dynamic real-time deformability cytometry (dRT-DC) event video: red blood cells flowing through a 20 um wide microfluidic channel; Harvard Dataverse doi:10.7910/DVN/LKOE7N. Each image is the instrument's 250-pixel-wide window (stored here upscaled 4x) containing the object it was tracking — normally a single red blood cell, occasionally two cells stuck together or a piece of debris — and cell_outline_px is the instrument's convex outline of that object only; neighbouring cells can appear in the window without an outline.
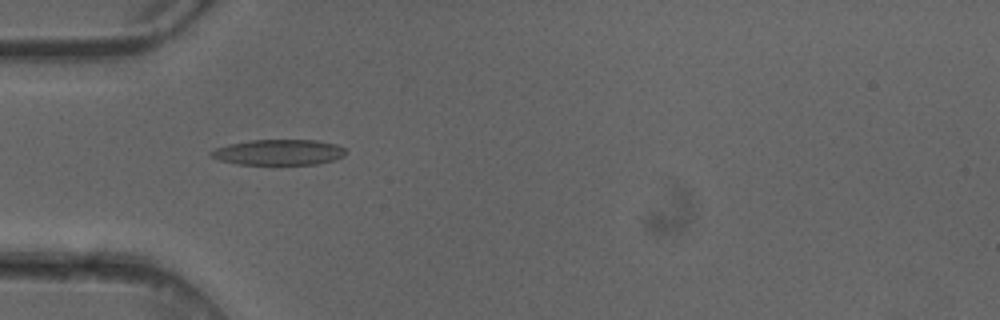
{"species": "common noctule bat (a hibernating species)", "species_latin": "Nyctalus noctula", "temperature_condition": "cold", "stored_images_in_passage": 6, "camera_frame_rate_fps": 3000, "um_per_image_px": 0.085, "animal": {"sex": "female"}, "frame": {"image": 1, "passage_image": 4, "time_ms": 1.0, "image_size_px": [1000, 320], "cell_outline_px": [[348, 152], [344, 156], [332, 160], [316, 164], [236, 164], [220, 160], [212, 156], [208, 152], [216, 148], [228, 144], [248, 140], [316, 140], [336, 144], [344, 148]], "centroid_in_image_um": [23.69, 12.93], "position_along_channel_um": 61.3, "area_um2": 20.06}}
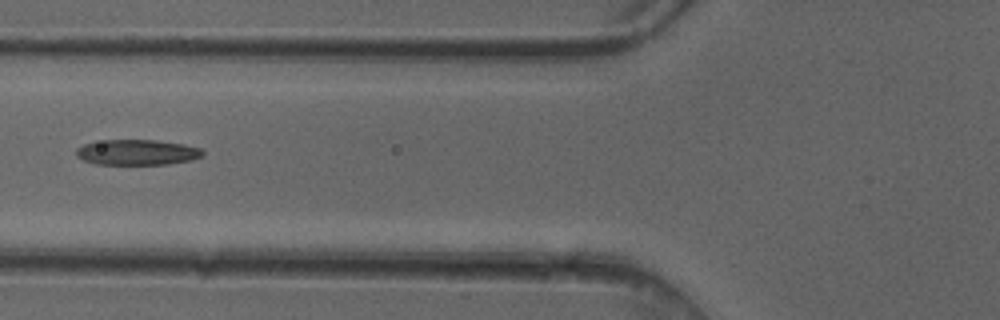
{"frame": {"image": 2, "passage_image": 5, "time_ms": 1.333, "image_size_px": [1000, 320], "cell_outline_px": [[204, 156], [192, 160], [168, 164], [96, 164], [84, 160], [76, 156], [76, 148], [84, 144], [104, 140], [156, 140], [184, 144], [200, 148], [204, 152]], "centroid_in_image_um": [11.68, 12.94], "position_along_channel_um": 114.1, "area_um2": 18.79}}
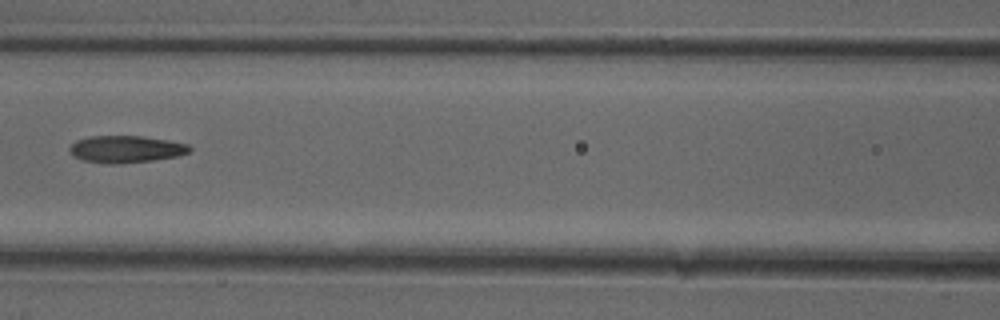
{"frame": {"image": 3, "passage_image": 6, "time_ms": 1.667, "image_size_px": [1000, 320], "cell_outline_px": [[192, 148], [188, 152], [176, 156], [152, 160], [116, 164], [108, 164], [84, 160], [72, 156], [68, 152], [68, 148], [76, 140], [92, 136], [140, 136], [168, 140], [188, 144]], "centroid_in_image_um": [10.66, 12.68], "position_along_channel_um": 155.9, "area_um2": 18.84}}